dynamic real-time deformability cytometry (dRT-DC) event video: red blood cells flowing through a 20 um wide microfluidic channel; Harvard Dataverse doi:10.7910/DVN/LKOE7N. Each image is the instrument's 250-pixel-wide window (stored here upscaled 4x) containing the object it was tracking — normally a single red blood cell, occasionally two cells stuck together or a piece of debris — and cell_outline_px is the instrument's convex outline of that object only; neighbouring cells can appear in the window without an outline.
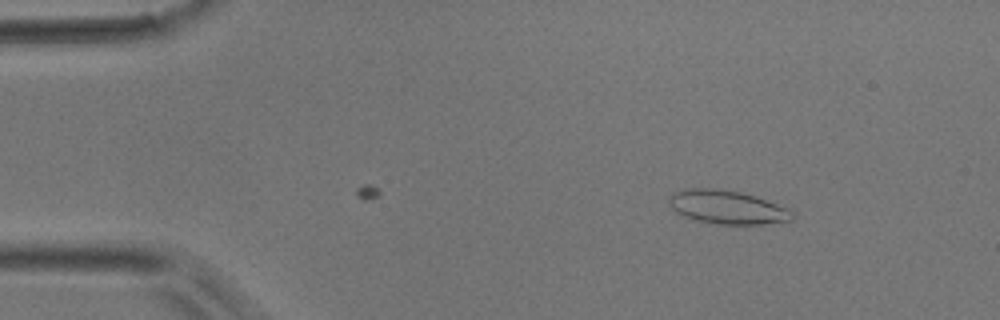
{"species": "common noctule bat (a hibernating species)", "species_latin": "Nyctalus noctula", "temperature_condition": "room temperature", "stored_images_in_passage": 15, "camera_frame_rate_fps": 3000, "um_per_image_px": 0.085, "animal": {"sex": "male", "body_mass_g": 17.9}, "frame": {"image": 1, "passage_image": 15, "time_ms": 4.667, "image_size_px": [1000, 320], "cell_outline_px": [[796, 212], [792, 220], [764, 224], [716, 224], [696, 220], [684, 216], [676, 212], [672, 208], [668, 200], [668, 196], [672, 192], [684, 188], [716, 188], [740, 192], [756, 196], [792, 208]], "centroid_in_image_um": [61.85, 17.6], "position_along_channel_um": 23.2, "area_um2": 24.62}}